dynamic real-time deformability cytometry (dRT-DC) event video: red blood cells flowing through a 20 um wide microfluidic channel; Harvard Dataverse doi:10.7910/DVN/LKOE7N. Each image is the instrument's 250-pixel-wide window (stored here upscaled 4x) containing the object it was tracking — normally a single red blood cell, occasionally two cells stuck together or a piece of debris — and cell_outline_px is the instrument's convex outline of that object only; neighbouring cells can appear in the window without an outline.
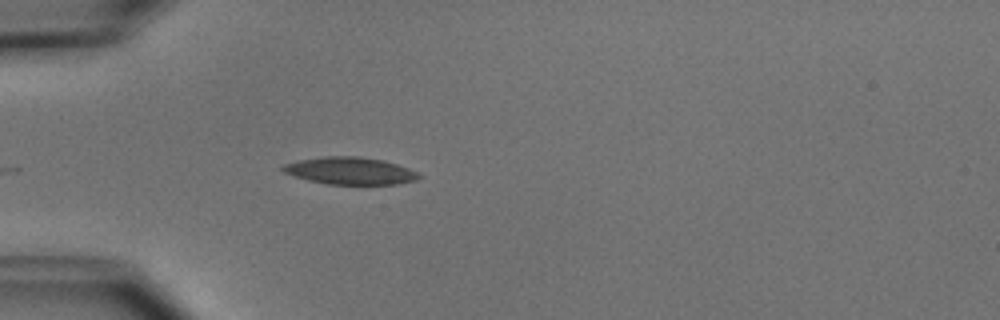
{"species": "common noctule bat (a hibernating species)", "species_latin": "Nyctalus noctula", "temperature_condition": "cold", "stored_images_in_passage": 3, "camera_frame_rate_fps": 3000, "um_per_image_px": 0.085, "animal": {"sex": "male", "body_mass_g": 15.6}, "frame": {"image": 1, "passage_image": 3, "time_ms": 3.0, "image_size_px": [1000, 320], "cell_outline_px": [[420, 176], [416, 180], [396, 184], [328, 184], [308, 180], [284, 172], [280, 168], [284, 164], [300, 160], [324, 156], [360, 156], [384, 160], [408, 168], [416, 172]], "centroid_in_image_um": [29.75, 14.51], "position_along_channel_um": 55.2, "area_um2": 21.39}}